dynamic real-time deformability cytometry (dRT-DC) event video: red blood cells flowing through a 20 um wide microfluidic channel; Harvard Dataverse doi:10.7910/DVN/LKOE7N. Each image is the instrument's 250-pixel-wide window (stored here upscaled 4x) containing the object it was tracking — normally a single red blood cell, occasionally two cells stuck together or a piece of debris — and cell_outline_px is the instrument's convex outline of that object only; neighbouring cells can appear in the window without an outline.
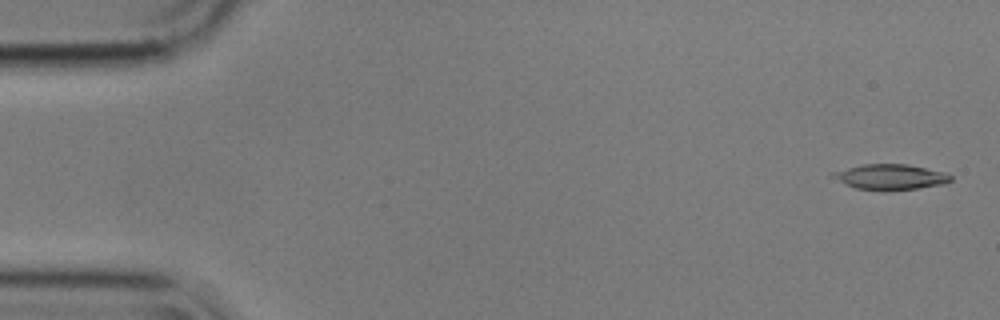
{"species": "common noctule bat (a hibernating species)", "species_latin": "Nyctalus noctula", "temperature_condition": "cold", "stored_images_in_passage": 16, "camera_frame_rate_fps": 3000, "um_per_image_px": 0.085, "animal": {"sex": "male", "body_mass_g": 17.9}, "frame": {"image": 1, "passage_image": 2, "time_ms": 0.333, "image_size_px": [1000, 320], "cell_outline_px": [[952, 180], [944, 184], [916, 188], [856, 188], [844, 184], [828, 176], [832, 172], [864, 164], [908, 164], [948, 172], [952, 176]], "centroid_in_image_um": [75.71, 15.0], "position_along_channel_um": 9.3, "area_um2": 16.99}}
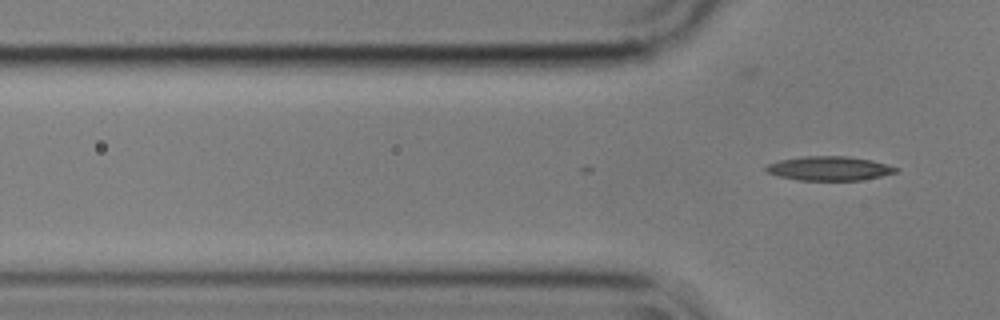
{"frame": {"image": 2, "passage_image": 16, "time_ms": 5.0, "image_size_px": [1000, 320], "cell_outline_px": [[900, 168], [896, 172], [880, 176], [860, 180], [796, 180], [780, 176], [768, 172], [764, 168], [768, 164], [780, 160], [804, 156], [848, 156], [872, 160]], "centroid_in_image_um": [70.5, 14.31], "position_along_channel_um": 55.3, "area_um2": 18.15}}